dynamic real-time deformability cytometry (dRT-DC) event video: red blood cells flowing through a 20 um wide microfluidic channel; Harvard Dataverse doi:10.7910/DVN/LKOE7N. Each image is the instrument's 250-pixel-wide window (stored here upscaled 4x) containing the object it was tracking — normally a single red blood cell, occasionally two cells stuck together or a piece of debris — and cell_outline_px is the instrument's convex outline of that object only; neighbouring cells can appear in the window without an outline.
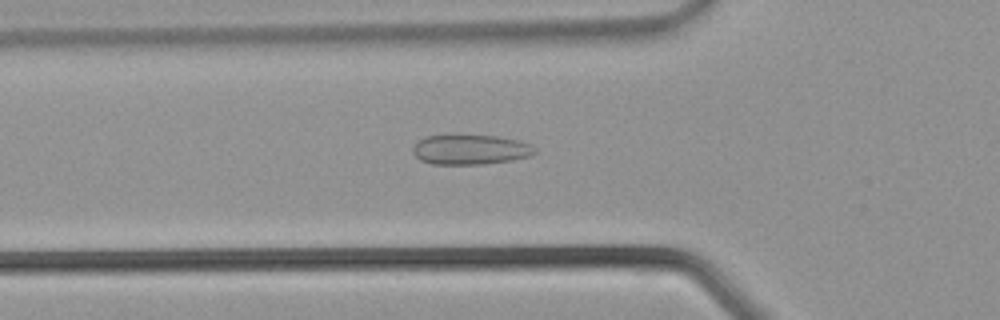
{"species": "common noctule bat (a hibernating species)", "species_latin": "Nyctalus noctula", "temperature_condition": "warm", "stored_images_in_passage": 36, "camera_frame_rate_fps": 3000, "um_per_image_px": 0.085, "animal": {"sex": "male", "body_mass_g": 21.5, "forearm_length_mm": 52.0}, "frame": {"image": 1, "passage_image": 12, "time_ms": 3.667, "image_size_px": [1000, 320], "cell_outline_px": [[536, 152], [528, 156], [512, 160], [484, 164], [432, 164], [420, 160], [412, 152], [412, 148], [424, 136], [496, 136], [520, 140], [532, 144]], "centroid_in_image_um": [39.99, 12.72], "position_along_channel_um": 85.8, "area_um2": 21.04}}
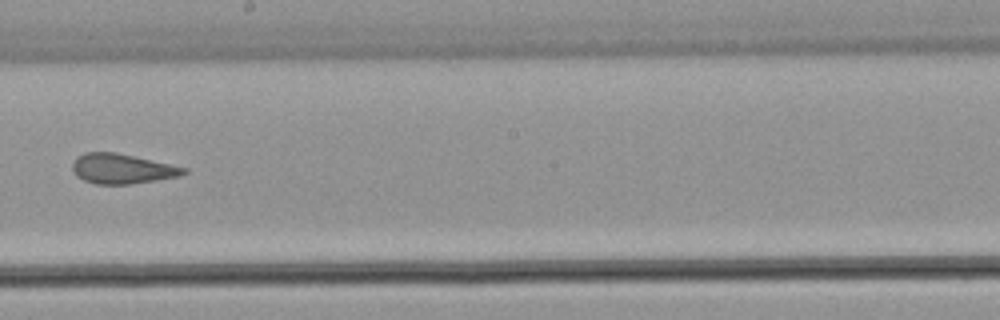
{"frame": {"image": 2, "passage_image": 20, "time_ms": 6.333, "image_size_px": [1000, 320], "cell_outline_px": [[188, 172], [180, 176], [156, 180], [128, 184], [96, 184], [84, 180], [76, 176], [72, 172], [72, 164], [76, 156], [84, 152], [116, 152], [188, 168]], "centroid_in_image_um": [10.35, 14.34], "position_along_channel_um": 237.9, "area_um2": 19.48}}
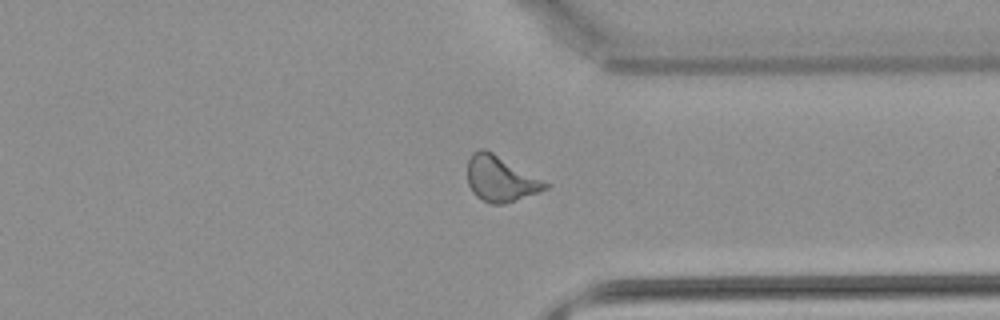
{"frame": {"image": 3, "passage_image": 27, "time_ms": 8.667, "image_size_px": [1000, 320], "cell_outline_px": [[552, 184], [548, 188], [504, 204], [492, 204], [476, 196], [472, 192], [468, 184], [468, 160], [472, 152], [480, 148], [484, 148], [492, 152]], "centroid_in_image_um": [42.54, 15.18], "position_along_channel_um": 368.9, "area_um2": 20.58}}